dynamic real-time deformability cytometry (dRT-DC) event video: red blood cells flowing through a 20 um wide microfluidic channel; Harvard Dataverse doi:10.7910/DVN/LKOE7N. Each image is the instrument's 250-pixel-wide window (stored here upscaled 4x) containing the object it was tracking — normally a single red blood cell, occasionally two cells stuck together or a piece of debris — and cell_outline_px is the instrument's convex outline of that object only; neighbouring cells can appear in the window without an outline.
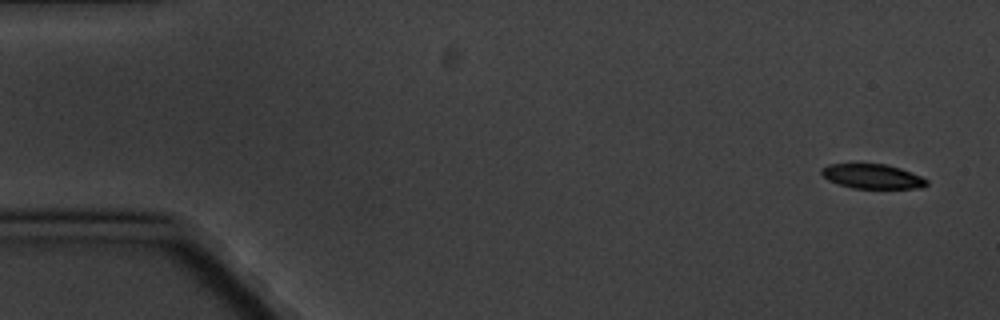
{"species": "common noctule bat (a hibernating species)", "species_latin": "Nyctalus noctula", "temperature_condition": "cold", "stored_images_in_passage": 6, "camera_frame_rate_fps": 3000, "um_per_image_px": 0.085, "animal": {"sex": "male", "body_mass_g": 20.1, "forearm_length_mm": 53.5}, "frame": {"image": 1, "passage_image": 1, "time_ms": 0.0, "image_size_px": [1000, 320], "cell_outline_px": [[928, 184], [920, 188], [852, 188], [828, 180], [820, 172], [820, 168], [828, 164], [884, 164], [900, 168], [920, 176], [928, 180]], "centroid_in_image_um": [74.13, 14.99], "position_along_channel_um": 10.9, "area_um2": 14.91}}
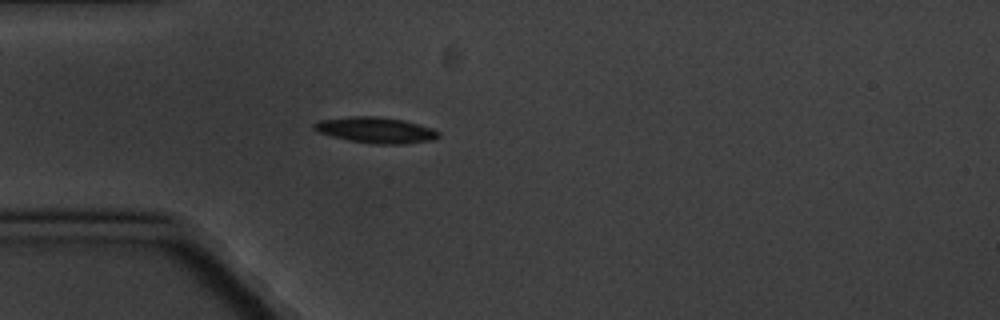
{"frame": {"image": 2, "passage_image": 5, "time_ms": 4.667, "image_size_px": [1000, 320], "cell_outline_px": [[440, 136], [432, 140], [404, 144], [376, 144], [348, 140], [332, 136], [320, 132], [312, 128], [312, 124], [320, 120], [352, 116], [376, 116], [404, 120], [432, 128], [440, 132]], "centroid_in_image_um": [31.96, 11.05], "position_along_channel_um": 53.0, "area_um2": 18.73}}